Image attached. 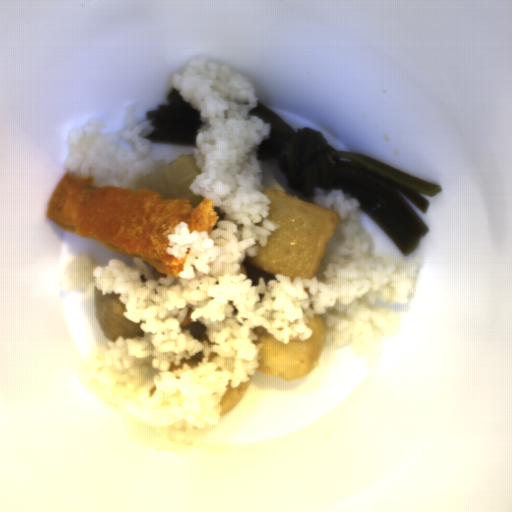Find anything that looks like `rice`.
<instances>
[{"label": "rice", "mask_w": 512, "mask_h": 512, "mask_svg": "<svg viewBox=\"0 0 512 512\" xmlns=\"http://www.w3.org/2000/svg\"><path fill=\"white\" fill-rule=\"evenodd\" d=\"M171 83L184 101L200 111L192 154L203 174L190 191L212 199L219 218L212 231L190 234L183 221L168 234L166 253L182 259L179 276L159 277L155 267L133 256L100 266L87 252L73 257L57 277L63 293L119 295L124 318L140 324L143 336L99 344L79 364L86 393L124 413L137 445L155 450L188 449L218 426L220 405L231 388L256 375L264 343L253 344L262 326L278 342H302L313 332L308 317L323 315L330 356L352 341L353 355L370 369L379 367L383 338L393 337L402 314L376 303L408 304L423 256L405 262L400 255L372 249L360 221L361 204L341 188H313L312 203L339 214L333 235L339 244L322 259L323 278L276 273L265 284L241 273L272 232L263 193L260 146L271 123L249 116L257 107L256 85L228 65L199 55L185 62ZM259 242V245L256 244Z\"/></svg>", "instance_id": "1"}, {"label": "rice", "mask_w": 512, "mask_h": 512, "mask_svg": "<svg viewBox=\"0 0 512 512\" xmlns=\"http://www.w3.org/2000/svg\"><path fill=\"white\" fill-rule=\"evenodd\" d=\"M151 123L148 118L136 125V104L125 106L124 128L115 132L102 133L106 122L91 117L65 139V174L93 177V186L129 187L137 193L139 180L167 165L148 157L153 145L143 136L155 130Z\"/></svg>", "instance_id": "2"}]
</instances>
